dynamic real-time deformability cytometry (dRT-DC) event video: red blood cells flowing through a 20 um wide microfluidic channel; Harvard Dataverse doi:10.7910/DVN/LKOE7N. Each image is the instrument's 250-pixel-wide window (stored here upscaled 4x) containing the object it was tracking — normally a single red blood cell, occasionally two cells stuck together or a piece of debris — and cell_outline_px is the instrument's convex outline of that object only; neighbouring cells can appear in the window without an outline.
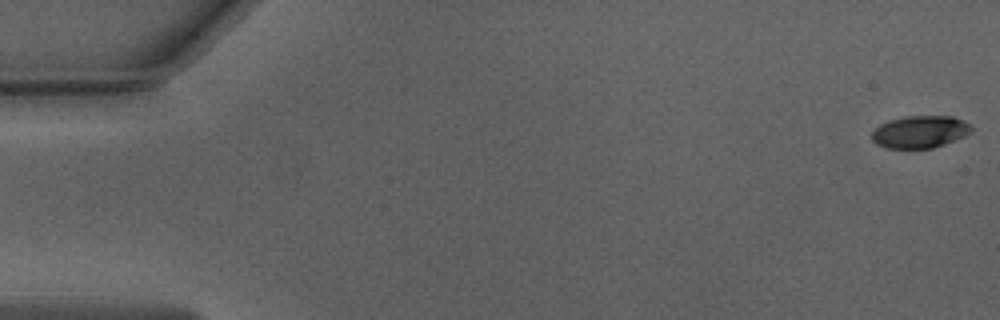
{"species": "Egyptian fruit bat (a non-hibernating species)", "species_latin": "Rousettus aegyptiacus", "temperature_condition": "warm", "stored_images_in_passage": 53, "camera_frame_rate_fps": 3000, "um_per_image_px": 0.085, "animal": {"sex": "male"}, "frame": {"image": 1, "passage_image": 1, "time_ms": 0.0, "image_size_px": [1000, 320], "cell_outline_px": [[972, 132], [964, 136], [944, 144], [932, 148], [884, 148], [876, 144], [872, 140], [872, 132], [880, 124], [888, 120], [904, 116], [952, 116], [964, 120], [972, 128]], "centroid_in_image_um": [78.18, 11.2], "position_along_channel_um": 6.8, "area_um2": 18.79}}
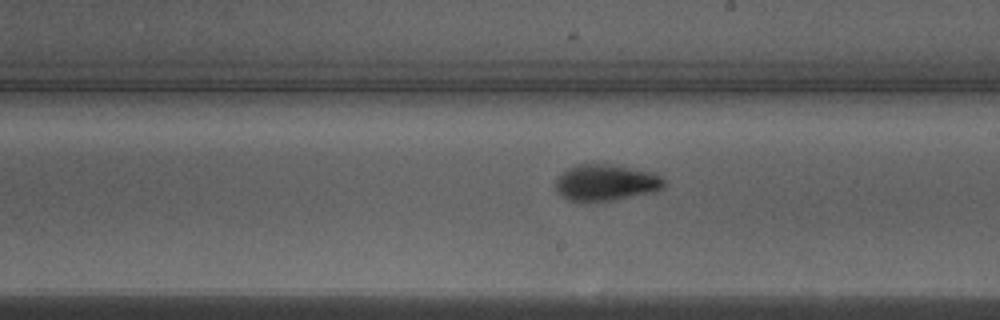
{"frame": {"image": 2, "passage_image": 30, "time_ms": 9.667, "image_size_px": [1000, 320], "cell_outline_px": [[668, 184], [664, 188], [652, 192], [608, 200], [568, 200], [556, 188], [556, 180], [568, 168], [580, 164], [608, 164], [652, 172], [660, 176]], "centroid_in_image_um": [51.55, 15.5], "position_along_channel_um": 237.4, "area_um2": 22.25}}
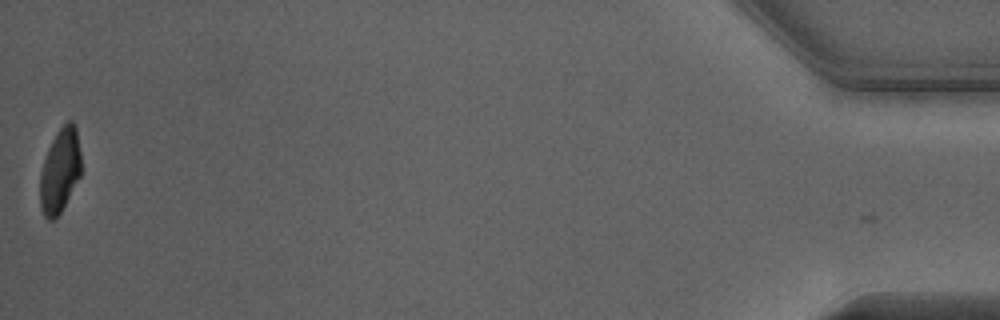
{"frame": {"image": 3, "passage_image": 52, "time_ms": 17.0, "image_size_px": [1000, 320], "cell_outline_px": [[80, 176], [60, 212], [52, 220], [48, 220], [44, 216], [40, 208], [40, 172], [48, 148], [56, 132], [68, 120], [72, 120], [76, 128], [80, 152]], "centroid_in_image_um": [5.08, 14.49], "position_along_channel_um": 430.1, "area_um2": 19.94}, "authors_computed_cell_mechanics": {"area_um2": 21.7328, "velocity_mm_per_s": 3.9882, "shape_relaxation_time_tau1_ms": 3.7087, "shape_relaxation_time_tau2_ms": 3.1151, "deformation_change_tau1": 0.1826, "deformation_change_tau2": 0.0851}}